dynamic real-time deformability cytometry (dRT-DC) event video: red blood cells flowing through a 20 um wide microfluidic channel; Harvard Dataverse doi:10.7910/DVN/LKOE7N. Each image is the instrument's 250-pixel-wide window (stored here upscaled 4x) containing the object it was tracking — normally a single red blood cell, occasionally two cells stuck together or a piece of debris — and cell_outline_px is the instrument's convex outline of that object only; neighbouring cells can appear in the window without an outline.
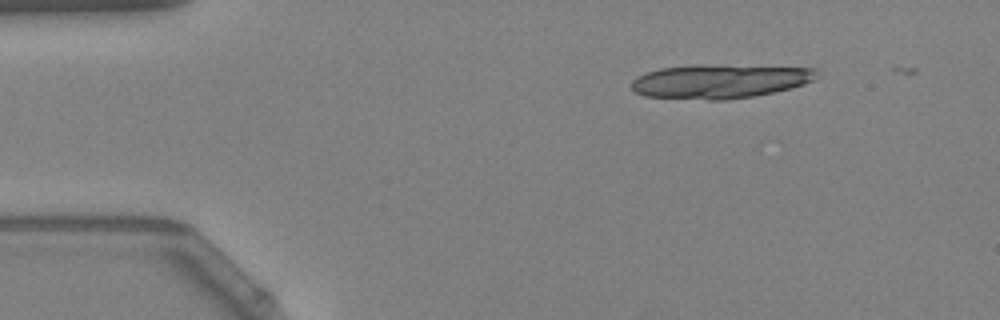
{"species": "Egyptian fruit bat (a non-hibernating species)", "species_latin": "Rousettus aegyptiacus", "temperature_condition": "warm", "stored_images_in_passage": 2, "camera_frame_rate_fps": 3000, "um_per_image_px": 0.085, "animal": {"sex": "female"}, "frame": {"image": 1, "passage_image": 1, "time_ms": 0.0, "image_size_px": [1000, 320], "cell_outline_px": [[816, 80], [792, 88], [752, 96], [724, 100], [708, 100], [644, 96], [636, 92], [632, 88], [632, 80], [644, 72], [660, 68], [696, 64], [704, 64], [816, 68]], "centroid_in_image_um": [61.17, 6.9], "position_along_channel_um": 23.8, "area_um2": 36.93}}